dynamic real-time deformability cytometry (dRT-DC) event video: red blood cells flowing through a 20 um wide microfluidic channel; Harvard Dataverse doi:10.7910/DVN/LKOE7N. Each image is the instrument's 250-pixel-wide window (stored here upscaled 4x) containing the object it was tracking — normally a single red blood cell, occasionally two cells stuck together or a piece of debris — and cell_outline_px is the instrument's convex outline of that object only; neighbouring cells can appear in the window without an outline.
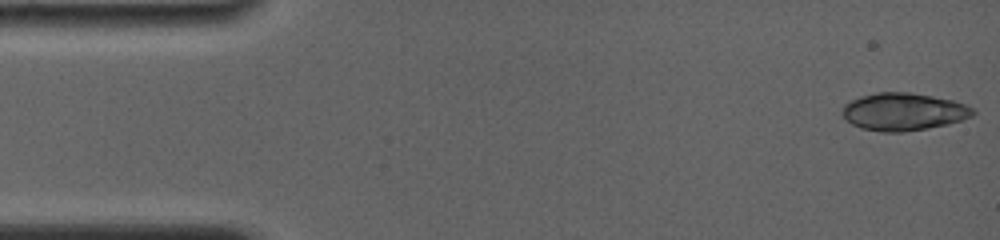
{"species": "common noctule bat (a hibernating species)", "species_latin": "Nyctalus noctula", "temperature_condition": "room temperature", "stored_images_in_passage": 6, "camera_frame_rate_fps": 4000, "um_per_image_px": 0.085, "animal": {"sex": "female", "body_mass_g": 19.0, "forearm_length_mm": 56.7}, "frame": {"image": 1, "passage_image": 1, "time_ms": 0.0, "image_size_px": [1000, 240], "cell_outline_px": [[976, 112], [972, 116], [948, 124], [928, 128], [904, 132], [880, 132], [860, 128], [852, 124], [840, 112], [844, 104], [860, 96], [876, 92], [912, 92], [952, 100], [964, 104], [972, 108]], "centroid_in_image_um": [76.77, 9.49], "position_along_channel_um": 8.2, "area_um2": 28.67}}
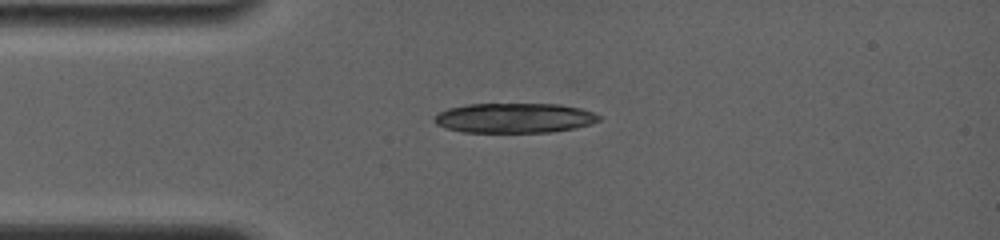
{"frame": {"image": 2, "passage_image": 6, "time_ms": 3.5, "image_size_px": [1000, 240], "cell_outline_px": [[600, 120], [576, 128], [552, 132], [464, 132], [444, 128], [436, 124], [432, 120], [440, 112], [448, 108], [468, 104], [560, 104], [580, 108], [592, 112], [600, 116]], "centroid_in_image_um": [43.7, 10.03], "position_along_channel_um": 41.3, "area_um2": 28.61}}